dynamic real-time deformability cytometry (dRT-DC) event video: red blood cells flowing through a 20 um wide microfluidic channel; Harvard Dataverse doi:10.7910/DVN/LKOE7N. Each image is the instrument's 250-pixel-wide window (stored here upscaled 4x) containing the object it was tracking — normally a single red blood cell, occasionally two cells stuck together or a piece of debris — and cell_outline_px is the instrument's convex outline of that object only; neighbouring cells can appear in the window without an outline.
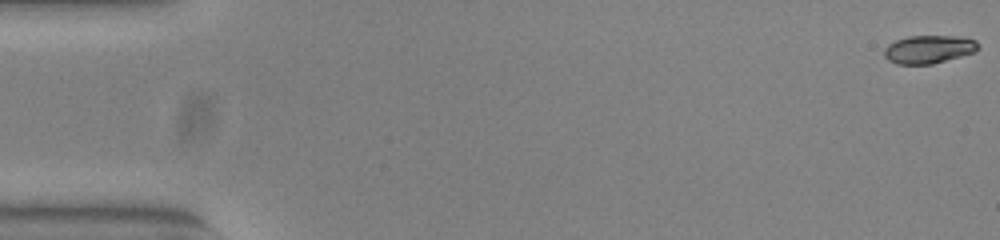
{"species": "common noctule bat (a hibernating species)", "species_latin": "Nyctalus noctula", "temperature_condition": "warm", "stored_images_in_passage": 53, "camera_frame_rate_fps": 3000, "um_per_image_px": 0.085, "animal": {"sex": "female", "body_mass_g": 23.0, "forearm_length_mm": 53.4}, "frame": {"image": 1, "passage_image": 1, "time_ms": 0.0, "image_size_px": [1000, 240], "cell_outline_px": [[980, 48], [976, 52], [932, 64], [896, 64], [888, 60], [884, 56], [884, 48], [888, 44], [896, 40], [908, 36], [956, 36], [976, 40]], "centroid_in_image_um": [78.94, 4.19], "position_along_channel_um": 6.1, "area_um2": 15.49}}
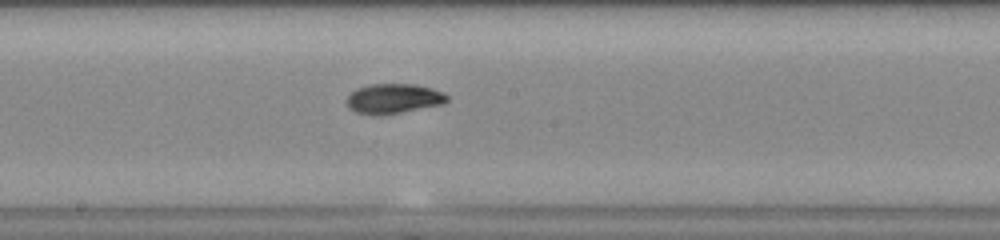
{"frame": {"image": 2, "passage_image": 29, "time_ms": 9.333, "image_size_px": [1000, 240], "cell_outline_px": [[448, 100], [444, 104], [400, 112], [372, 116], [356, 112], [348, 108], [344, 100], [356, 88], [372, 84], [412, 84], [432, 88], [444, 92], [448, 96]], "centroid_in_image_um": [33.42, 8.38], "position_along_channel_um": 214.8, "area_um2": 17.57}}
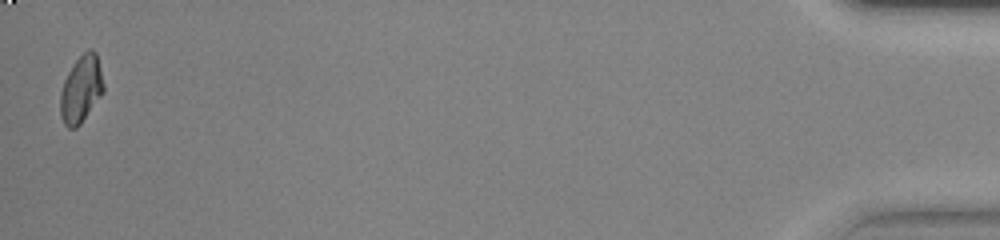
{"frame": {"image": 3, "passage_image": 53, "time_ms": 17.333, "image_size_px": [1000, 240], "cell_outline_px": [[104, 92], [80, 124], [76, 128], [68, 128], [64, 124], [60, 116], [60, 92], [64, 80], [72, 64], [88, 48], [92, 48], [96, 52], [104, 84]], "centroid_in_image_um": [6.89, 7.57], "position_along_channel_um": 428.3, "area_um2": 16.99}, "authors_computed_cell_mechanics": {"area_um2": 16.9354, "velocity_mm_per_s": 3.8916, "shape_relaxation_time_tau1_ms": 7.2541, "shape_relaxation_time_tau2_ms": 2.2813, "deformation_change_tau1": 0.2384, "deformation_change_tau2": 0.0506}}